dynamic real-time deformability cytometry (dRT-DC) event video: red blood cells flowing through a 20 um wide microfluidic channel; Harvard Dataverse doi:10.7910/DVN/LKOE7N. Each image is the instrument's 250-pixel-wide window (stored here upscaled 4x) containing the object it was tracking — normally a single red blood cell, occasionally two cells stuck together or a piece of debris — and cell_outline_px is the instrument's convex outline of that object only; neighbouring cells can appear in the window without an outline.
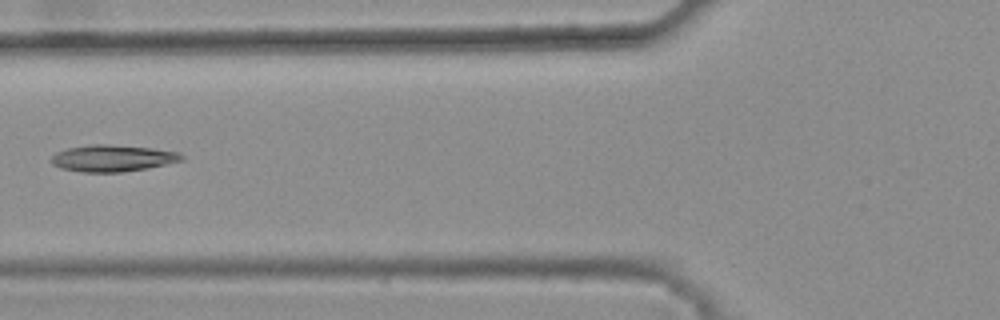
{"species": "common noctule bat (a hibernating species)", "species_latin": "Nyctalus noctula", "temperature_condition": "warm", "stored_images_in_passage": 3, "camera_frame_rate_fps": 3000, "um_per_image_px": 0.085, "animal": {"sex": "female", "body_mass_g": 25.1}, "frame": {"image": 1, "passage_image": 3, "time_ms": 0.667, "image_size_px": [1000, 320], "cell_outline_px": [[184, 160], [148, 168], [120, 172], [84, 172], [60, 168], [52, 164], [52, 156], [56, 152], [68, 148], [88, 144], [108, 144], [152, 148], [180, 152], [184, 156]], "centroid_in_image_um": [9.59, 13.44], "position_along_channel_um": 116.2, "area_um2": 20.29}}